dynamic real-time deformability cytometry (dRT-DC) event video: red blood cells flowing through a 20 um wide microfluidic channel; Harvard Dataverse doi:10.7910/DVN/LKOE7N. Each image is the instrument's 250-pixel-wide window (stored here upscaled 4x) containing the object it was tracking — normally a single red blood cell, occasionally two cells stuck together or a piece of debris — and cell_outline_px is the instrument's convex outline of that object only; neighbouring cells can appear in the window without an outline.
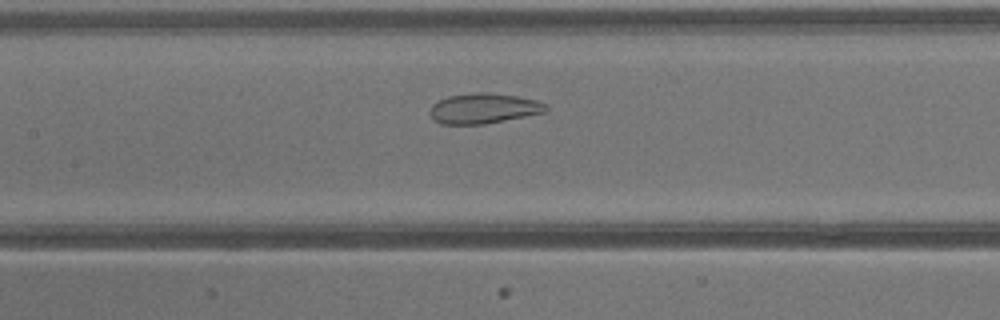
{"species": "common noctule bat (a hibernating species)", "species_latin": "Nyctalus noctula", "temperature_condition": "warm", "stored_images_in_passage": 33, "camera_frame_rate_fps": 3000, "um_per_image_px": 0.085, "animal": {"sex": "male", "body_mass_g": 13.3}, "frame": {"image": 1, "passage_image": 12, "time_ms": 3.667, "image_size_px": [1000, 320], "cell_outline_px": [[548, 108], [544, 112], [484, 124], [440, 124], [432, 120], [432, 104], [448, 96], [476, 92], [488, 92], [516, 96], [536, 100], [548, 104]], "centroid_in_image_um": [41.11, 9.21], "position_along_channel_um": 166.3, "area_um2": 20.23}}
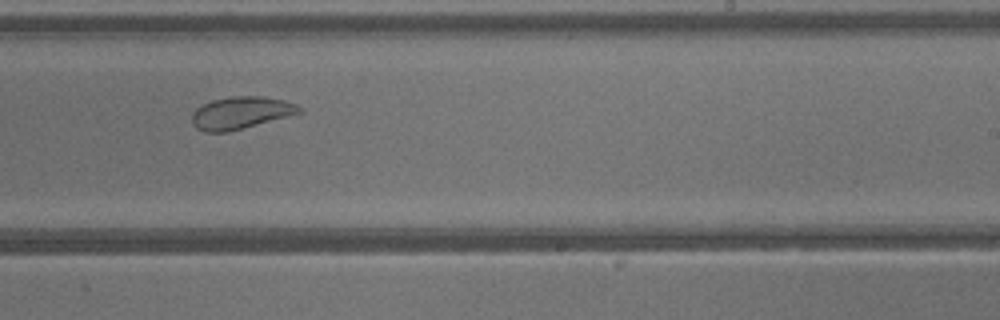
{"frame": {"image": 2, "passage_image": 18, "time_ms": 5.667, "image_size_px": [1000, 320], "cell_outline_px": [[304, 112], [228, 132], [204, 132], [196, 128], [192, 124], [192, 112], [196, 108], [212, 100], [232, 96], [264, 96], [284, 100], [296, 104]], "centroid_in_image_um": [20.46, 9.59], "position_along_channel_um": 268.5, "area_um2": 20.23}}
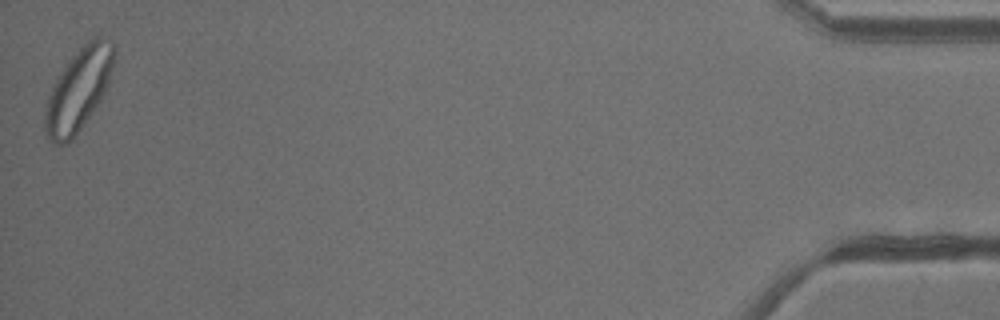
{"frame": {"image": 3, "passage_image": 33, "time_ms": 10.667, "image_size_px": [1000, 320], "cell_outline_px": [[116, 52], [108, 80], [104, 92], [100, 100], [84, 124], [64, 144], [56, 144], [48, 140], [44, 128], [44, 104], [56, 80], [72, 56], [88, 40], [96, 36], [108, 36], [112, 40]], "centroid_in_image_um": [6.67, 7.59], "position_along_channel_um": 428.5, "area_um2": 32.66}}